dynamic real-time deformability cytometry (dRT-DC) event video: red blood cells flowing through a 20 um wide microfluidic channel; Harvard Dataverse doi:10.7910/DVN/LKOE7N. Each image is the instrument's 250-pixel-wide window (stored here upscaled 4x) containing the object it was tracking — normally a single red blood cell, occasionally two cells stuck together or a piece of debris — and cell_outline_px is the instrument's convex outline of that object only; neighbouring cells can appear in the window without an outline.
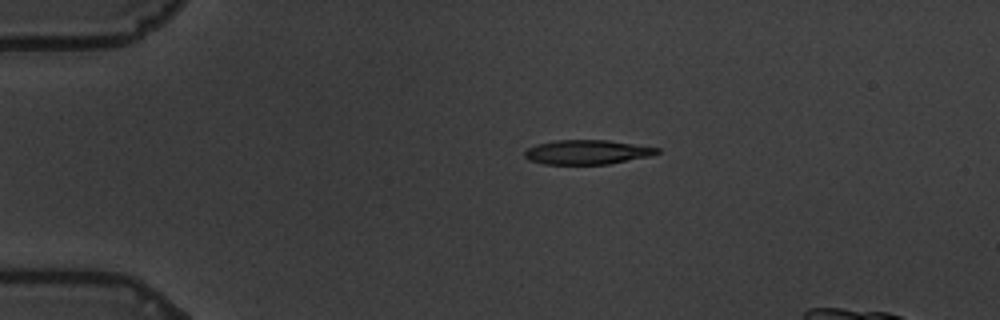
{"species": "common noctule bat (a hibernating species)", "species_latin": "Nyctalus noctula", "temperature_condition": "warm", "stored_images_in_passage": 45, "camera_frame_rate_fps": 3000, "um_per_image_px": 0.085, "animal": {"sex": "male", "body_mass_g": 19.5, "forearm_length_mm": 54.6}, "frame": {"image": 1, "passage_image": 1, "time_ms": 0.0, "image_size_px": [1000, 320], "cell_outline_px": [[660, 152], [652, 156], [608, 164], [544, 164], [528, 160], [524, 156], [524, 152], [528, 148], [536, 144], [556, 140], [608, 140], [660, 148]], "centroid_in_image_um": [49.91, 12.93], "position_along_channel_um": 35.1, "area_um2": 18.9}}
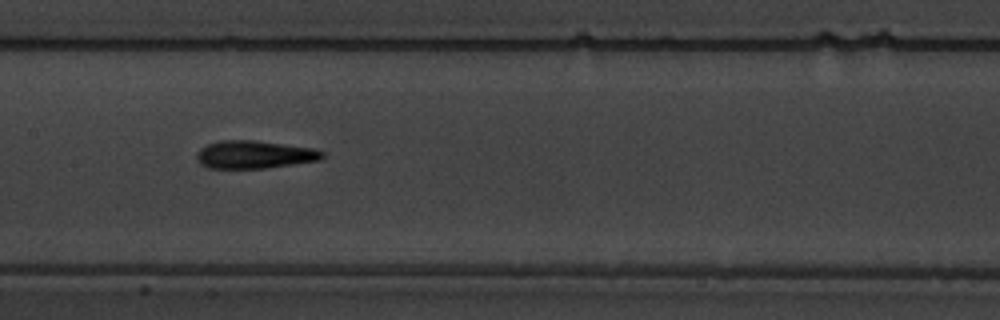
{"frame": {"image": 2, "passage_image": 18, "time_ms": 5.667, "image_size_px": [1000, 320], "cell_outline_px": [[324, 156], [320, 160], [264, 168], [208, 168], [200, 164], [196, 160], [196, 152], [200, 148], [208, 144], [220, 140], [256, 140], [316, 148], [324, 152]], "centroid_in_image_um": [21.61, 13.13], "position_along_channel_um": 185.8, "area_um2": 20.58}}
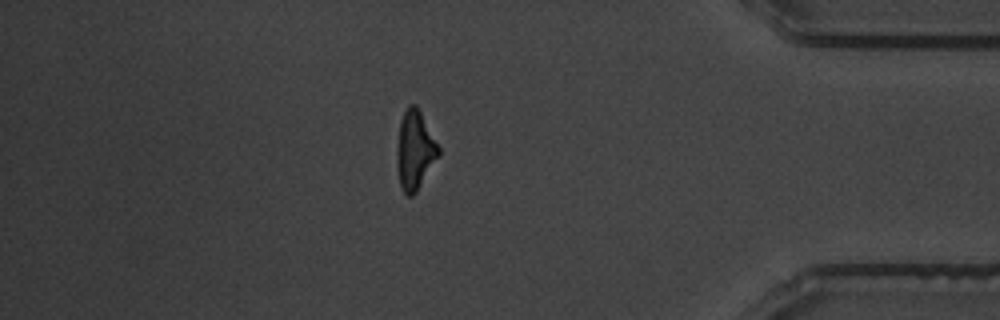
{"frame": {"image": 3, "passage_image": 39, "time_ms": 12.667, "image_size_px": [1000, 320], "cell_outline_px": [[440, 156], [416, 192], [412, 196], [408, 196], [400, 188], [396, 168], [396, 148], [400, 120], [408, 104], [416, 104], [440, 148]], "centroid_in_image_um": [35.25, 12.79], "position_along_channel_um": 400.0, "area_um2": 19.48}, "authors_computed_cell_mechanics": {"area_um2": 19.363, "velocity_mm_per_s": 3.5018, "shape_relaxation_time_tau1_ms": 5.2948, "shape_relaxation_time_tau2_ms": 4.382, "deformation_change_tau1": 0.239, "deformation_change_tau2": 0.16}}